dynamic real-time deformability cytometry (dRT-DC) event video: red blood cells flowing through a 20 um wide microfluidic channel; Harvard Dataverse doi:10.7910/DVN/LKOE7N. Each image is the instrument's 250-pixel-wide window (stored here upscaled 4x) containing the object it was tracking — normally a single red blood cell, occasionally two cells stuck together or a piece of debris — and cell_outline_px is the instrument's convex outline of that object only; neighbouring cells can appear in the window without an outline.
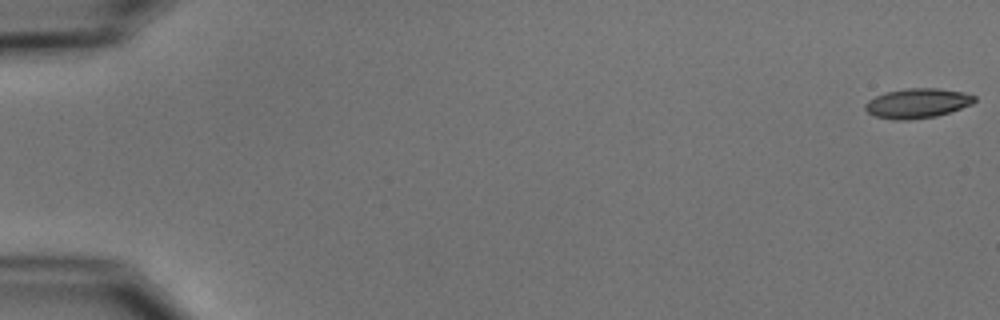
{"species": "common noctule bat (a hibernating species)", "species_latin": "Nyctalus noctula", "temperature_condition": "cold", "stored_images_in_passage": 5, "camera_frame_rate_fps": 3000, "um_per_image_px": 0.085, "animal": {"sex": "male", "body_mass_g": 15.6}, "frame": {"image": 1, "passage_image": 1, "time_ms": 0.0, "image_size_px": [1000, 320], "cell_outline_px": [[976, 100], [972, 104], [936, 116], [908, 120], [892, 120], [876, 116], [868, 112], [864, 108], [864, 104], [868, 100], [884, 92], [904, 88], [936, 88], [960, 92], [976, 96]], "centroid_in_image_um": [77.93, 8.77], "position_along_channel_um": 7.1, "area_um2": 18.84}}
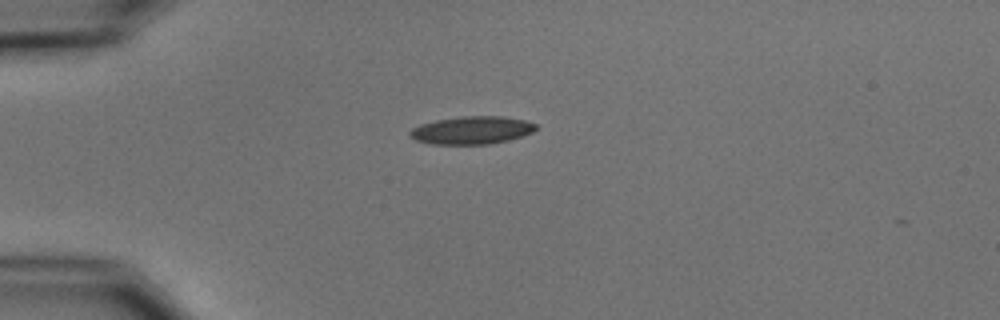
{"frame": {"image": 2, "passage_image": 5, "time_ms": 4.667, "image_size_px": [1000, 320], "cell_outline_px": [[536, 128], [532, 132], [524, 136], [508, 140], [488, 144], [432, 144], [416, 140], [408, 136], [408, 132], [412, 128], [420, 124], [436, 120], [460, 116], [500, 116], [524, 120], [536, 124]], "centroid_in_image_um": [40.07, 11.07], "position_along_channel_um": 44.9, "area_um2": 20.46}}